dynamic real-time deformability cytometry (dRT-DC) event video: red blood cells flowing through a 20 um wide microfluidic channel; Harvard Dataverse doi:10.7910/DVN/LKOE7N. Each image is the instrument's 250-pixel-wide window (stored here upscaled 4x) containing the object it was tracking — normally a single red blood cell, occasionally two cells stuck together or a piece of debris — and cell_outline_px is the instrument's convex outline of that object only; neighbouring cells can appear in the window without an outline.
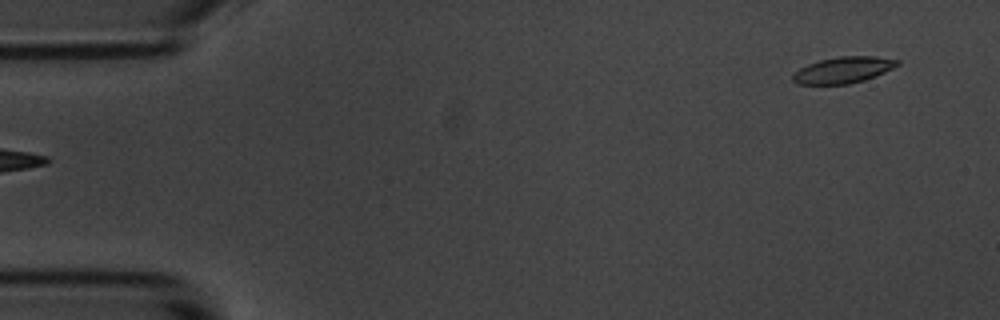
{"species": "common noctule bat (a hibernating species)", "species_latin": "Nyctalus noctula", "temperature_condition": "room temperature", "stored_images_in_passage": 6, "segment_of_instrument_passage": [2, 2], "camera_frame_rate_fps": 3000, "um_per_image_px": 0.085, "animal": {"sex": "male", "body_mass_g": 20.1, "forearm_length_mm": 53.5}, "frame": {"image": 1, "passage_image": 6, "time_ms": 6.333, "image_size_px": [1000, 320], "cell_outline_px": [[900, 64], [884, 72], [864, 80], [848, 84], [800, 84], [792, 80], [792, 76], [800, 68], [808, 64], [820, 60], [836, 56], [876, 56], [900, 60]], "centroid_in_image_um": [71.69, 5.93], "position_along_channel_um": 13.3, "area_um2": 15.9}}